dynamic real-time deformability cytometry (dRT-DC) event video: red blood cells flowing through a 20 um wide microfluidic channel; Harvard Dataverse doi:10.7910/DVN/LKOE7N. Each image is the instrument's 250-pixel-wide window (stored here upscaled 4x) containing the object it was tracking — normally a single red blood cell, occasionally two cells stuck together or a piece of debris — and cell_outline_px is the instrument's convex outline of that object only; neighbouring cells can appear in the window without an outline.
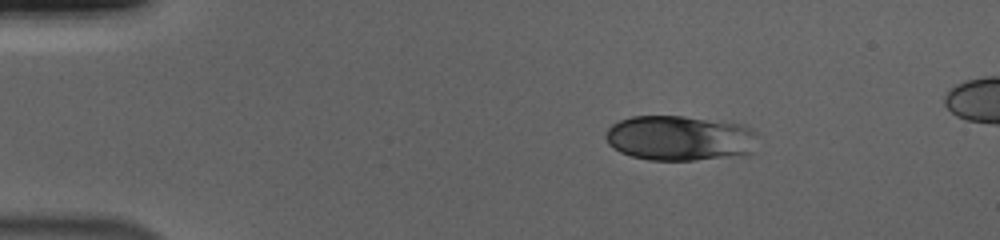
{"species": "human", "species_latin": "Homo sapiens", "temperature_condition": "cold", "stored_images_in_passage": 47, "camera_frame_rate_fps": 3000, "um_per_image_px": 0.085, "donor": {"sex": "male"}, "frame": {"image": 1, "passage_image": 1, "time_ms": 0.0, "image_size_px": [1000, 240], "cell_outline_px": [[756, 152], [696, 160], [648, 160], [632, 156], [620, 152], [612, 148], [608, 144], [604, 136], [608, 128], [612, 124], [620, 120], [632, 116], [684, 116], [740, 124], [756, 132]], "centroid_in_image_um": [57.74, 11.74], "position_along_channel_um": 27.3, "area_um2": 40.0}}
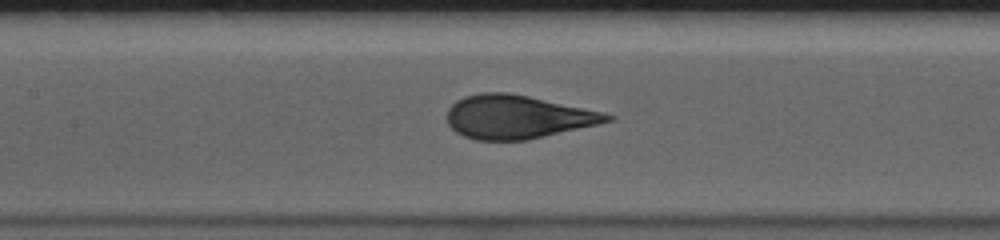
{"frame": {"image": 2, "passage_image": 18, "time_ms": 5.667, "image_size_px": [1000, 240], "cell_outline_px": [[616, 116], [612, 120], [596, 124], [528, 140], [476, 140], [464, 136], [456, 132], [448, 124], [448, 108], [456, 100], [464, 96], [480, 92], [508, 92], [528, 96], [604, 112]], "centroid_in_image_um": [43.95, 9.93], "position_along_channel_um": 163.5, "area_um2": 40.34}}
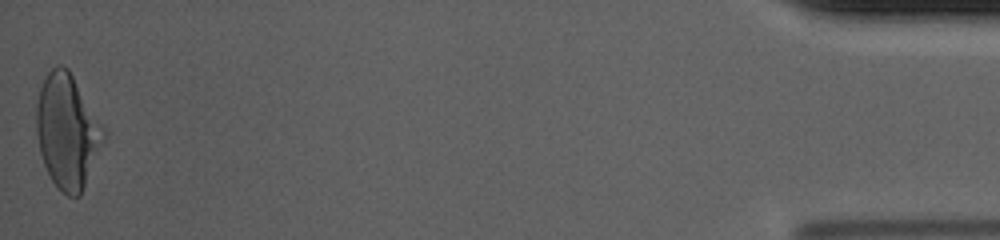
{"frame": {"image": 3, "passage_image": 47, "time_ms": 15.333, "image_size_px": [1000, 240], "cell_outline_px": [[104, 136], [80, 196], [68, 196], [52, 180], [44, 164], [40, 152], [36, 132], [36, 104], [40, 88], [48, 72], [56, 64], [60, 64], [68, 68], [104, 128]], "centroid_in_image_um": [5.68, 11.12], "position_along_channel_um": 429.5, "area_um2": 43.64}, "authors_computed_cell_mechanics": {"area_um2": 40.5756, "velocity_mm_per_s": 3.6896, "shape_relaxation_time_tau1_ms": 3.8999, "shape_relaxation_time_tau2_ms": null, "deformation_change_tau1": 0.1825, "deformation_change_tau2": null}}